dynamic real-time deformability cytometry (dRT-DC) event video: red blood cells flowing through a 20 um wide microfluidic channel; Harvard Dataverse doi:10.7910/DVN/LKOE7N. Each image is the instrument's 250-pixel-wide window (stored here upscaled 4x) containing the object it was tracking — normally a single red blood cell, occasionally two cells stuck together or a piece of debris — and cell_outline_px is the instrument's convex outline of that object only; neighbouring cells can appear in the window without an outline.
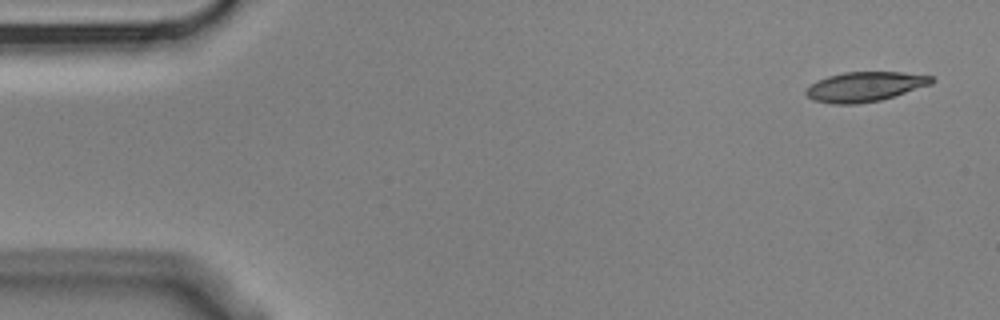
{"species": "Egyptian fruit bat (a non-hibernating species)", "species_latin": "Rousettus aegyptiacus", "temperature_condition": "cold", "stored_images_in_passage": 6, "camera_frame_rate_fps": 3000, "um_per_image_px": 0.085, "animal": {"sex": "male"}, "frame": {"image": 1, "passage_image": 1, "time_ms": 0.0, "image_size_px": [1000, 320], "cell_outline_px": [[936, 80], [932, 84], [880, 100], [856, 104], [832, 104], [816, 100], [808, 96], [804, 92], [804, 88], [816, 80], [828, 76], [844, 72], [900, 72], [932, 76]], "centroid_in_image_um": [73.49, 7.36], "position_along_channel_um": 11.5, "area_um2": 21.73}}
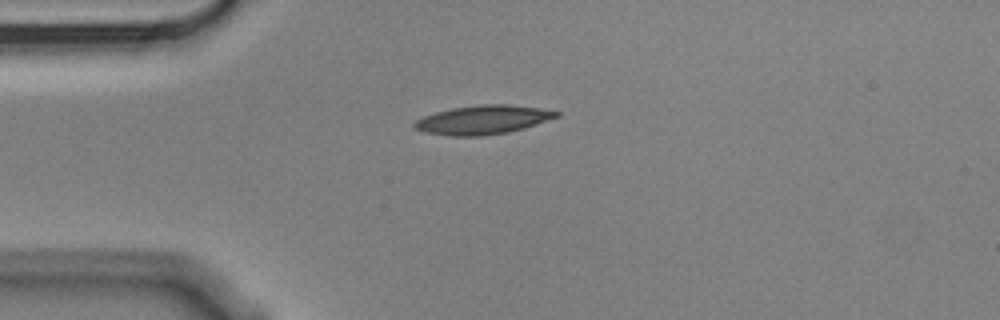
{"frame": {"image": 2, "passage_image": 4, "time_ms": 1.0, "image_size_px": [1000, 320], "cell_outline_px": [[560, 116], [524, 128], [508, 132], [480, 136], [452, 136], [424, 132], [416, 128], [412, 124], [416, 120], [424, 116], [436, 112], [452, 108], [480, 104], [508, 104], [536, 108], [560, 112]], "centroid_in_image_um": [41.03, 10.18], "position_along_channel_um": 44.0, "area_um2": 23.7}}
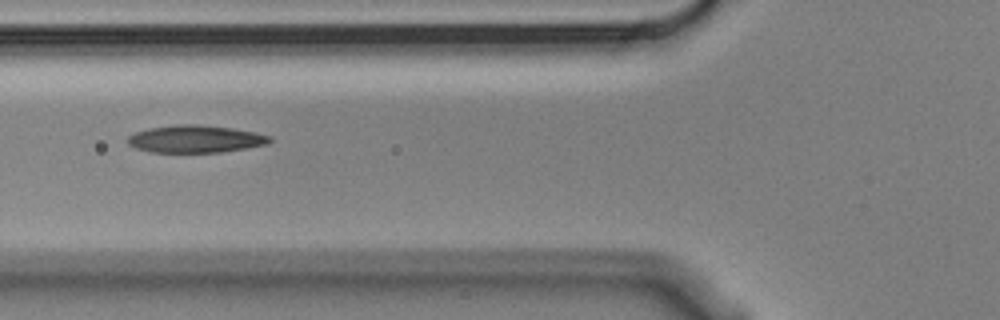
{"frame": {"image": 3, "passage_image": 6, "time_ms": 1.667, "image_size_px": [1000, 320], "cell_outline_px": [[272, 140], [268, 144], [220, 152], [152, 152], [136, 148], [128, 144], [128, 136], [136, 132], [148, 128], [176, 124], [196, 124], [232, 128], [256, 132], [272, 136]], "centroid_in_image_um": [16.62, 11.8], "position_along_channel_um": 109.2, "area_um2": 22.66}}